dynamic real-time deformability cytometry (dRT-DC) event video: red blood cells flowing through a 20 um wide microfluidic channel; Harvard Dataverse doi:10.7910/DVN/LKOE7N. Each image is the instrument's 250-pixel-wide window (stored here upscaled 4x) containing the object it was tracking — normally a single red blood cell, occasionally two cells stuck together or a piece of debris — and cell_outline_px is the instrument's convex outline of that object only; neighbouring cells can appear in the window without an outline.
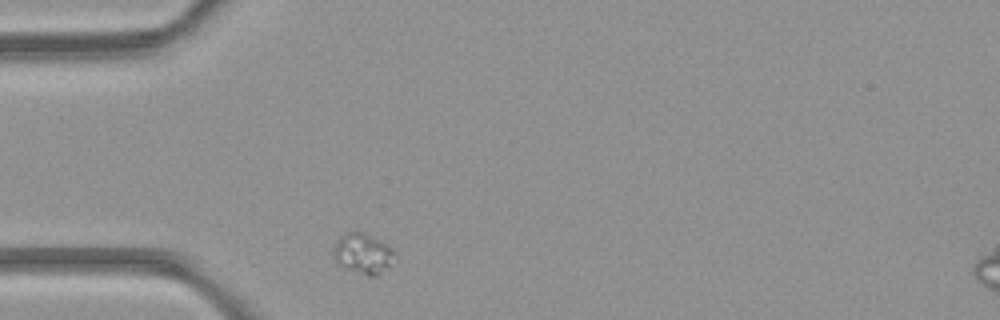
{"species": "common noctule bat (a hibernating species)", "species_latin": "Nyctalus noctula", "temperature_condition": "room temperature", "stored_images_in_passage": 2, "camera_frame_rate_fps": 3000, "um_per_image_px": 0.085, "animal": {"sex": "female", "body_mass_g": 21.9}, "frame": {"image": 1, "passage_image": 1, "time_ms": 0.0, "image_size_px": [1000, 320], "cell_outline_px": [[396, 264], [376, 276], [368, 276], [348, 268], [340, 264], [336, 260], [332, 252], [336, 240], [344, 232], [364, 232], [388, 244], [392, 248]], "centroid_in_image_um": [30.9, 21.55], "position_along_channel_um": 54.1, "area_um2": 14.57}}